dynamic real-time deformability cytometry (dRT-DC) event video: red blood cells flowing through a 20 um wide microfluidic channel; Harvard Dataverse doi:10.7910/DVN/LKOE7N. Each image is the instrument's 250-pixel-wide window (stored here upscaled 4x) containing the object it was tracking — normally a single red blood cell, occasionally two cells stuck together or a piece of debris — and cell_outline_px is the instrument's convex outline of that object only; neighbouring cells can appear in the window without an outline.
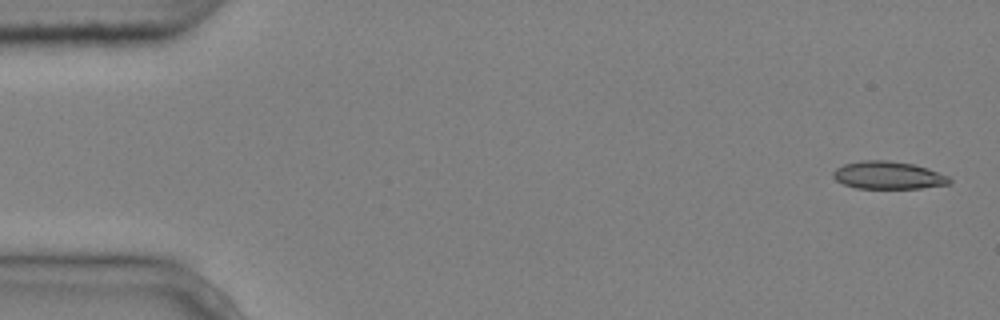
{"species": "common noctule bat (a hibernating species)", "species_latin": "Nyctalus noctula", "temperature_condition": "cold", "stored_images_in_passage": 5, "segment_of_instrument_passage": [1, 2], "camera_frame_rate_fps": 3000, "um_per_image_px": 0.085, "animal": {"sex": "male", "body_mass_g": 20.4}, "frame": {"image": 1, "passage_image": 1, "time_ms": 0.0, "image_size_px": [1000, 320], "cell_outline_px": [[952, 184], [920, 188], [856, 188], [844, 184], [836, 180], [832, 176], [832, 172], [836, 168], [844, 164], [860, 160], [888, 160], [912, 164], [928, 168], [948, 176], [952, 180]], "centroid_in_image_um": [75.5, 14.89], "position_along_channel_um": 9.5, "area_um2": 18.84}}
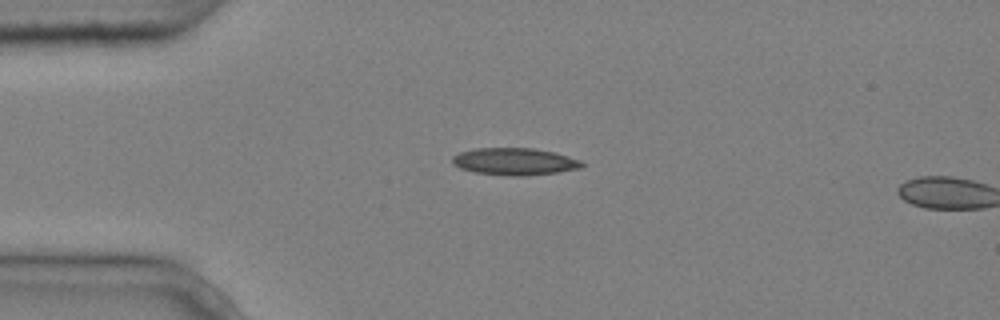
{"frame": {"image": 2, "passage_image": 4, "time_ms": 1.0, "image_size_px": [1000, 320], "cell_outline_px": [[584, 164], [580, 168], [556, 172], [528, 176], [508, 176], [476, 172], [460, 168], [452, 164], [452, 156], [460, 152], [476, 148], [532, 148], [552, 152], [568, 156], [580, 160]], "centroid_in_image_um": [43.71, 13.73], "position_along_channel_um": 41.3, "area_um2": 20.4}}